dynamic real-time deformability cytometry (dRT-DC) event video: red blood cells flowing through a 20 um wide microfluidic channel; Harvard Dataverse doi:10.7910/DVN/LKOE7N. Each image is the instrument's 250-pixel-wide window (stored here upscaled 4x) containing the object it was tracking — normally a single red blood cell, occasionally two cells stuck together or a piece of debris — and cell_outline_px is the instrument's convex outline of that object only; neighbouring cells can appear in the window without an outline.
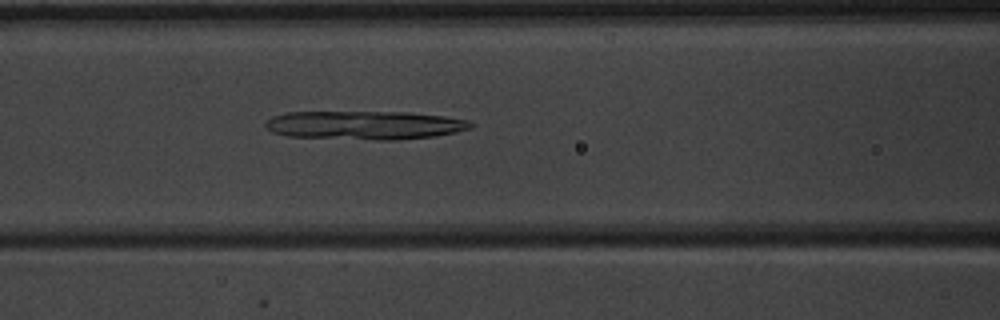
{"species": "common noctule bat (a hibernating species)", "species_latin": "Nyctalus noctula", "temperature_condition": "warm", "stored_images_in_passage": 29, "segment_of_instrument_passage": [1, 2], "camera_frame_rate_fps": 3000, "um_per_image_px": 0.085, "animal": {"sex": "male", "body_mass_g": 20.1, "forearm_length_mm": 53.5}, "frame": {"image": 1, "passage_image": 9, "time_ms": 2.667, "image_size_px": [1000, 320], "cell_outline_px": [[472, 128], [456, 132], [436, 136], [400, 140], [376, 140], [288, 136], [272, 132], [264, 128], [264, 124], [272, 116], [288, 112], [408, 112], [444, 116], [468, 120], [472, 124]], "centroid_in_image_um": [31.0, 10.64], "position_along_channel_um": 135.6, "area_um2": 34.45}}
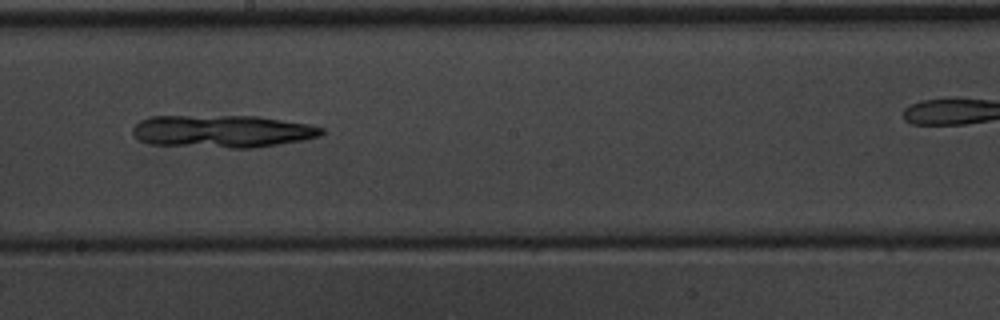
{"frame": {"image": 2, "passage_image": 16, "time_ms": 5.0, "image_size_px": [1000, 320], "cell_outline_px": [[324, 132], [320, 136], [304, 140], [252, 148], [232, 148], [152, 144], [140, 140], [132, 136], [132, 128], [140, 120], [152, 116], [256, 116], [308, 124], [324, 128]], "centroid_in_image_um": [18.88, 11.16], "position_along_channel_um": 229.3, "area_um2": 35.78}}
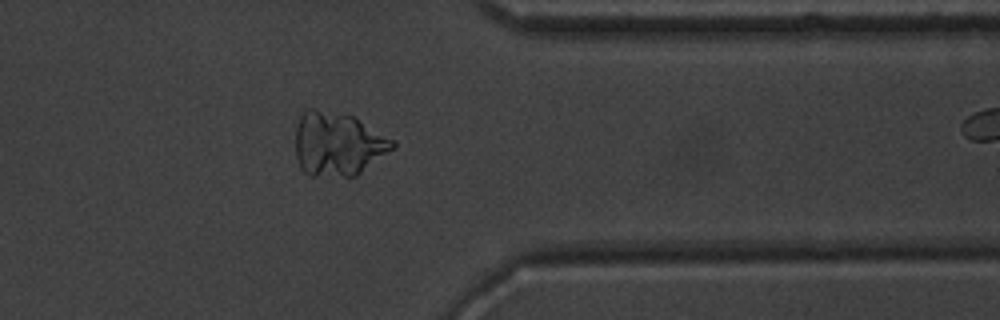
{"frame": {"image": 3, "passage_image": 28, "time_ms": 9.0, "image_size_px": [1000, 320], "cell_outline_px": [[396, 148], [356, 176], [308, 176], [300, 168], [296, 156], [296, 128], [300, 116], [308, 108], [312, 108], [356, 116], [396, 140]], "centroid_in_image_um": [28.76, 12.24], "position_along_channel_um": 382.6, "area_um2": 36.76}}